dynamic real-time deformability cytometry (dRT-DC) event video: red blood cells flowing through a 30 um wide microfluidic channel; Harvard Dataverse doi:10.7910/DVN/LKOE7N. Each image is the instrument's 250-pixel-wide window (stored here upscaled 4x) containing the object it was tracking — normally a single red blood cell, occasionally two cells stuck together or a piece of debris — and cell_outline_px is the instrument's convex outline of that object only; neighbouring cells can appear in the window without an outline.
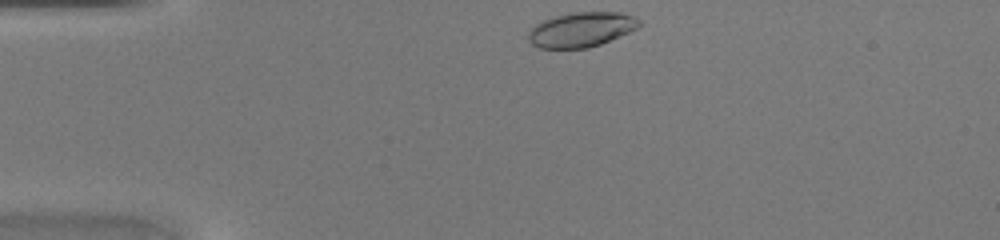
{"species": "common noctule bat (a hibernating species)", "species_latin": "Nyctalus noctula", "temperature_condition": "warm", "stored_images_in_passage": 36, "camera_frame_rate_fps": 3000, "um_per_image_px": 0.085, "animal": {"sex": "female", "body_mass_g": 20.0, "forearm_length_mm": 54.0}, "frame": {"image": 1, "passage_image": 1, "time_ms": 0.0, "image_size_px": [1000, 240], "cell_outline_px": [[640, 24], [636, 28], [628, 32], [600, 44], [588, 48], [540, 48], [532, 44], [528, 40], [528, 32], [536, 24], [544, 20], [556, 16], [572, 12], [620, 12], [632, 16], [640, 20]], "centroid_in_image_um": [49.39, 2.51], "position_along_channel_um": 35.6, "area_um2": 22.2}}
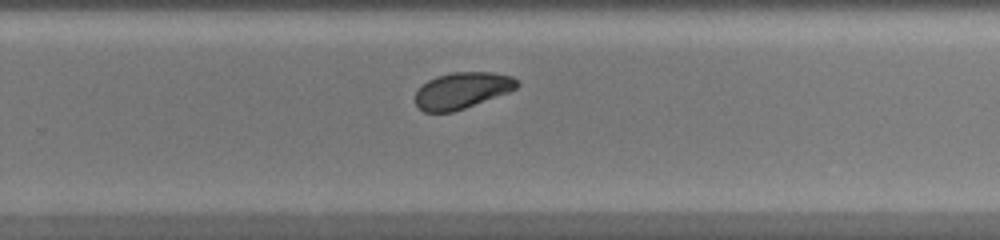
{"frame": {"image": 2, "passage_image": 21, "time_ms": 6.667, "image_size_px": [1000, 240], "cell_outline_px": [[520, 84], [516, 88], [508, 92], [464, 108], [452, 112], [424, 112], [416, 104], [416, 92], [428, 80], [436, 76], [452, 72], [492, 72], [512, 76], [520, 80]], "centroid_in_image_um": [39.3, 7.67], "position_along_channel_um": 290.5, "area_um2": 21.39}}
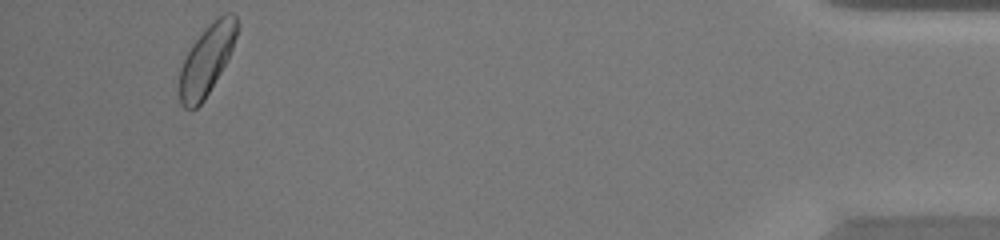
{"frame": {"image": 3, "passage_image": 34, "time_ms": 11.0, "image_size_px": [1000, 240], "cell_outline_px": [[236, 36], [232, 48], [220, 72], [204, 100], [196, 108], [184, 108], [180, 104], [180, 68], [192, 44], [204, 28], [212, 20], [224, 12], [232, 12], [236, 16]], "centroid_in_image_um": [17.55, 5.06], "position_along_channel_um": 417.6, "area_um2": 22.95}}